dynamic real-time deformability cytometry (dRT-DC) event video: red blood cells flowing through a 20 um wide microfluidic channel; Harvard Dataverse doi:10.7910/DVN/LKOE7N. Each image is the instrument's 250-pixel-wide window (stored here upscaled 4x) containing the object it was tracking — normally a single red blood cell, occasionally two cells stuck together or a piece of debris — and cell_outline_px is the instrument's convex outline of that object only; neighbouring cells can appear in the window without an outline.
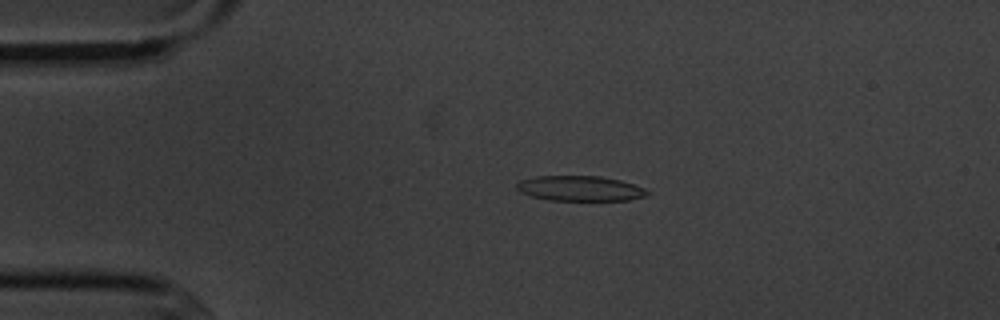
{"species": "common noctule bat (a hibernating species)", "species_latin": "Nyctalus noctula", "temperature_condition": "cold", "stored_images_in_passage": 6, "segment_of_instrument_passage": [1, 2], "camera_frame_rate_fps": 3000, "um_per_image_px": 0.085, "animal": {"sex": "male", "body_mass_g": 20.1, "forearm_length_mm": 53.5}, "frame": {"image": 1, "passage_image": 4, "time_ms": 3.333, "image_size_px": [1000, 320], "cell_outline_px": [[648, 192], [644, 196], [628, 200], [548, 200], [532, 196], [520, 192], [516, 188], [516, 184], [520, 180], [536, 176], [600, 176], [620, 180], [644, 188]], "centroid_in_image_um": [49.25, 16.01], "position_along_channel_um": 35.7, "area_um2": 18.96}}